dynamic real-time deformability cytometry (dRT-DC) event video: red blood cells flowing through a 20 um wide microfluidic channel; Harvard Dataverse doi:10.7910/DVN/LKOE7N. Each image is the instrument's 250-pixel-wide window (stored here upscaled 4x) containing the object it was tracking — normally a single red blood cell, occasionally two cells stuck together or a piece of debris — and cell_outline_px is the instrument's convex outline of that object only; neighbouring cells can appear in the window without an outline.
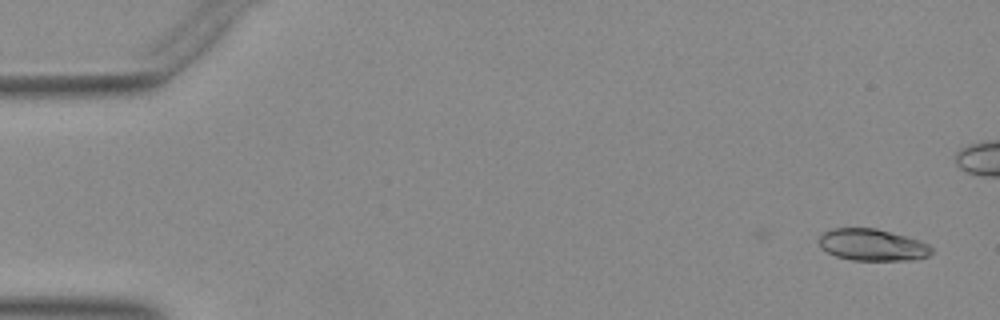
{"species": "Egyptian fruit bat (a non-hibernating species)", "species_latin": "Rousettus aegyptiacus", "temperature_condition": "warm", "stored_images_in_passage": 3, "camera_frame_rate_fps": 3000, "um_per_image_px": 0.085, "animal": {"sex": "female"}, "frame": {"image": 1, "passage_image": 1, "time_ms": 0.0, "image_size_px": [1000, 320], "cell_outline_px": [[932, 252], [928, 256], [916, 260], [852, 260], [836, 256], [820, 248], [820, 236], [824, 232], [832, 228], [876, 228], [904, 236], [928, 244], [932, 248]], "centroid_in_image_um": [74.14, 20.82], "position_along_channel_um": 10.9, "area_um2": 20.69}}